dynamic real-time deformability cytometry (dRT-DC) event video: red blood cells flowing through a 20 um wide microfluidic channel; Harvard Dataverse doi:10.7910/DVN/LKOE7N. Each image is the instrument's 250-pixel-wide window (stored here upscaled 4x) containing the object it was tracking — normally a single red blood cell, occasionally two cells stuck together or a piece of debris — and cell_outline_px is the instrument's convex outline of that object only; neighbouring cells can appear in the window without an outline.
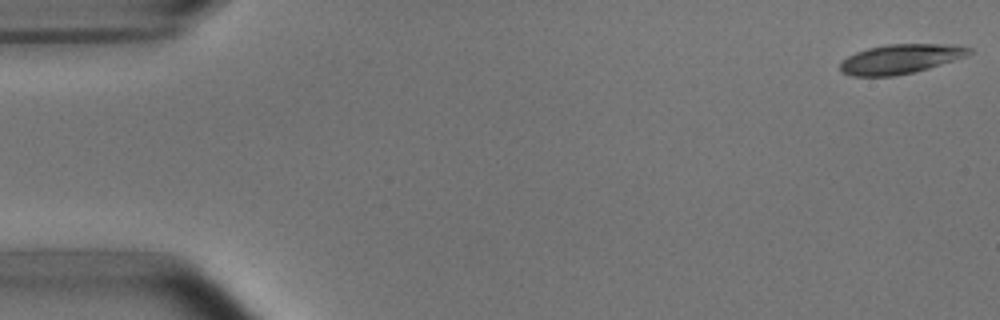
{"species": "common noctule bat (a hibernating species)", "species_latin": "Nyctalus noctula", "temperature_condition": "room temperature", "stored_images_in_passage": 32, "camera_frame_rate_fps": 3000, "um_per_image_px": 0.085, "animal": {"sex": "male", "body_mass_g": 15.6}, "frame": {"image": 1, "passage_image": 1, "time_ms": 0.0, "image_size_px": [1000, 320], "cell_outline_px": [[972, 52], [968, 56], [916, 72], [896, 76], [852, 76], [840, 72], [840, 64], [848, 56], [856, 52], [868, 48], [888, 44], [948, 44], [972, 48]], "centroid_in_image_um": [76.56, 5.02], "position_along_channel_um": 8.4, "area_um2": 22.25}}
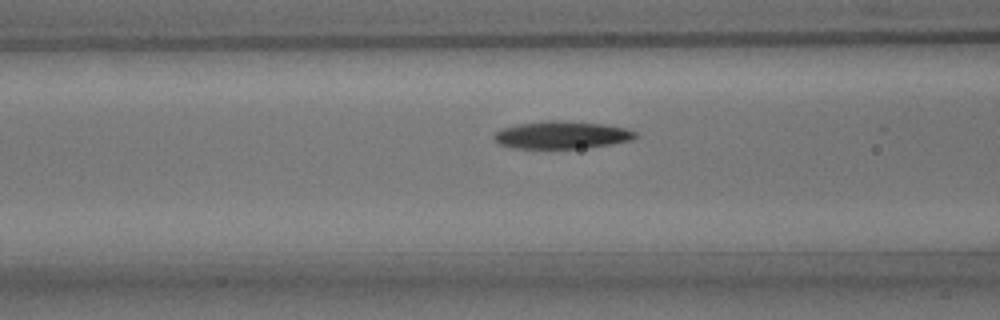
{"frame": {"image": 2, "passage_image": 20, "time_ms": 6.333, "image_size_px": [1000, 320], "cell_outline_px": [[640, 136], [632, 140], [612, 144], [576, 148], [512, 148], [500, 144], [492, 136], [500, 128], [520, 124], [544, 120], [568, 120], [604, 124], [624, 128], [636, 132]], "centroid_in_image_um": [47.76, 11.46], "position_along_channel_um": 118.8, "area_um2": 22.77}}
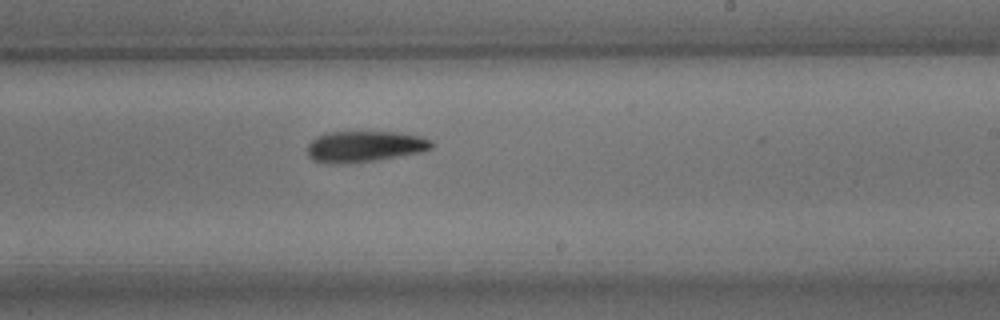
{"frame": {"image": 3, "passage_image": 31, "time_ms": 10.0, "image_size_px": [1000, 320], "cell_outline_px": [[436, 144], [432, 148], [420, 152], [376, 160], [336, 164], [312, 160], [308, 156], [308, 144], [316, 136], [328, 132], [400, 132], [420, 136], [432, 140]], "centroid_in_image_um": [31.01, 12.44], "position_along_channel_um": 258.0, "area_um2": 22.48}}